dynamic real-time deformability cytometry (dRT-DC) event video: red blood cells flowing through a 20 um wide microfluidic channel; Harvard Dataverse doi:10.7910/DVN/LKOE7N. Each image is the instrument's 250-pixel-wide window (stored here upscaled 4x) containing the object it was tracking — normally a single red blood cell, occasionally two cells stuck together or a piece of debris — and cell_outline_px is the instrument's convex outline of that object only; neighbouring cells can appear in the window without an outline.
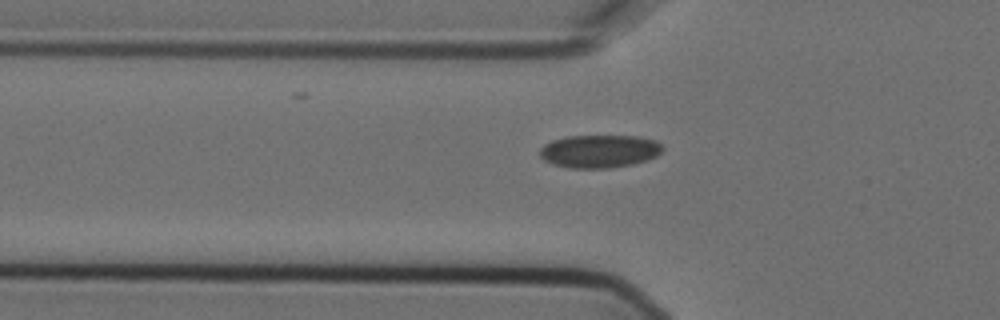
{"species": "Egyptian fruit bat (a non-hibernating species)", "species_latin": "Rousettus aegyptiacus", "temperature_condition": "cold", "stored_images_in_passage": 4, "camera_frame_rate_fps": 3000, "um_per_image_px": 0.085, "animal": {"sex": "female"}, "frame": {"image": 1, "passage_image": 4, "time_ms": 1.0, "image_size_px": [1000, 320], "cell_outline_px": [[664, 148], [656, 156], [648, 160], [632, 164], [608, 168], [568, 168], [552, 164], [544, 160], [540, 156], [540, 148], [544, 144], [552, 140], [568, 136], [636, 136], [656, 140]], "centroid_in_image_um": [50.94, 12.86], "position_along_channel_um": 74.9, "area_um2": 23.64}}